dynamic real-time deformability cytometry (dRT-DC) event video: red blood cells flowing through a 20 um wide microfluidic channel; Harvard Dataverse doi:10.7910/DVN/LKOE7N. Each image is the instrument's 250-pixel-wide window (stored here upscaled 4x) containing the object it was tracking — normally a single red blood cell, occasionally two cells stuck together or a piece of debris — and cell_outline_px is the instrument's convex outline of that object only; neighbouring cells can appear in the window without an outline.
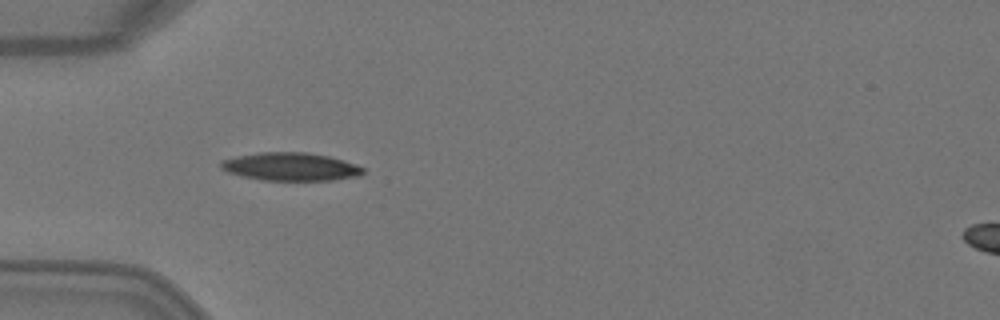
{"species": "Egyptian fruit bat (a non-hibernating species)", "species_latin": "Rousettus aegyptiacus", "temperature_condition": "warm", "stored_images_in_passage": 4, "camera_frame_rate_fps": 3000, "um_per_image_px": 0.085, "animal": {"sex": "female"}, "frame": {"image": 1, "passage_image": 3, "time_ms": 0.667, "image_size_px": [1000, 320], "cell_outline_px": [[364, 172], [360, 176], [332, 180], [260, 180], [228, 172], [220, 168], [220, 160], [236, 156], [260, 152], [308, 152], [328, 156], [344, 160], [356, 164], [364, 168]], "centroid_in_image_um": [24.71, 14.16], "position_along_channel_um": 60.3, "area_um2": 23.35}}